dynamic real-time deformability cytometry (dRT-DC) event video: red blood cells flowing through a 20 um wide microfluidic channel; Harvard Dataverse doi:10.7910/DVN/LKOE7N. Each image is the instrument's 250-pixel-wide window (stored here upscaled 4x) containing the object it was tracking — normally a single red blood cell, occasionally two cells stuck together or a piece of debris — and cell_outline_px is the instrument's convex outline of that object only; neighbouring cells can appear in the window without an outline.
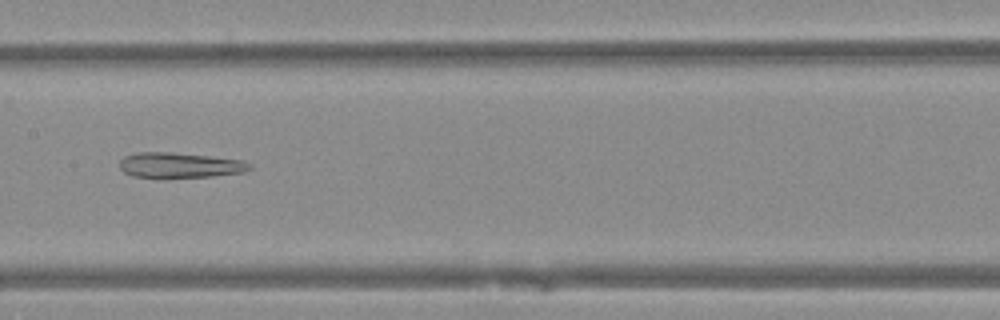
{"species": "Egyptian fruit bat (a non-hibernating species)", "species_latin": "Rousettus aegyptiacus", "temperature_condition": "warm", "stored_images_in_passage": 45, "camera_frame_rate_fps": 3000, "um_per_image_px": 0.085, "animal": {"sex": "female"}, "frame": {"image": 1, "passage_image": 20, "time_ms": 6.333, "image_size_px": [1000, 320], "cell_outline_px": [[252, 168], [244, 172], [212, 176], [132, 176], [124, 172], [120, 168], [120, 160], [124, 156], [136, 152], [172, 152], [244, 160], [252, 164]], "centroid_in_image_um": [15.31, 14.01], "position_along_channel_um": 192.1, "area_um2": 18.79}}
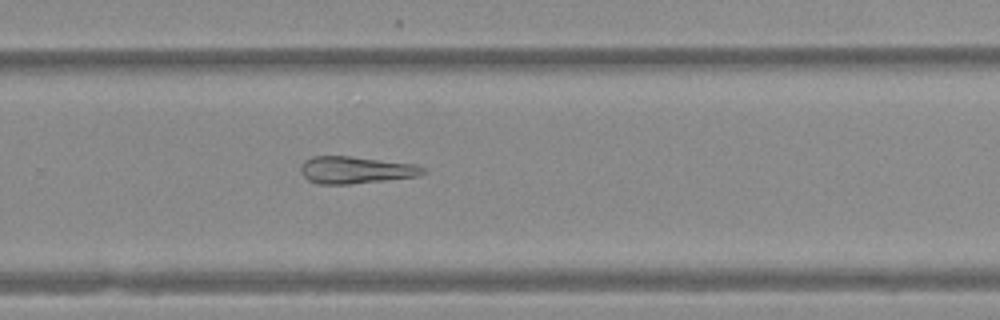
{"frame": {"image": 2, "passage_image": 28, "time_ms": 9.0, "image_size_px": [1000, 320], "cell_outline_px": [[428, 172], [420, 176], [348, 184], [316, 184], [308, 180], [300, 172], [300, 168], [304, 160], [312, 156], [348, 156], [416, 164], [424, 168]], "centroid_in_image_um": [30.23, 14.45], "position_along_channel_um": 299.6, "area_um2": 19.36}}
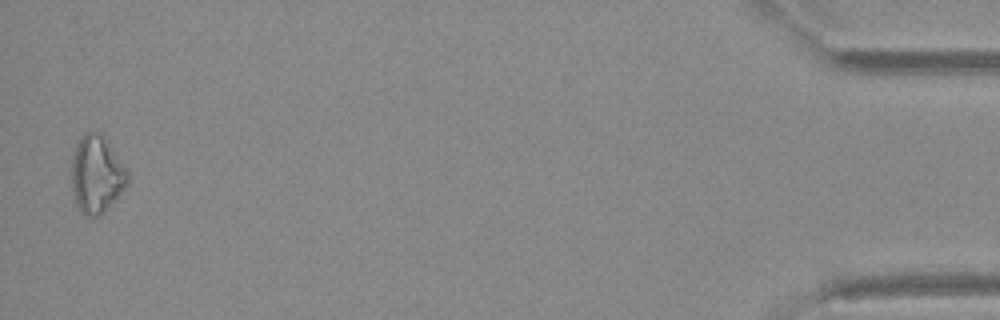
{"frame": {"image": 3, "passage_image": 44, "time_ms": 14.333, "image_size_px": [1000, 320], "cell_outline_px": [[128, 184], [96, 216], [84, 216], [80, 212], [76, 204], [72, 192], [72, 156], [76, 144], [84, 132], [100, 132], [104, 136], [128, 168]], "centroid_in_image_um": [8.2, 14.76], "position_along_channel_um": 427.0, "area_um2": 25.09}}